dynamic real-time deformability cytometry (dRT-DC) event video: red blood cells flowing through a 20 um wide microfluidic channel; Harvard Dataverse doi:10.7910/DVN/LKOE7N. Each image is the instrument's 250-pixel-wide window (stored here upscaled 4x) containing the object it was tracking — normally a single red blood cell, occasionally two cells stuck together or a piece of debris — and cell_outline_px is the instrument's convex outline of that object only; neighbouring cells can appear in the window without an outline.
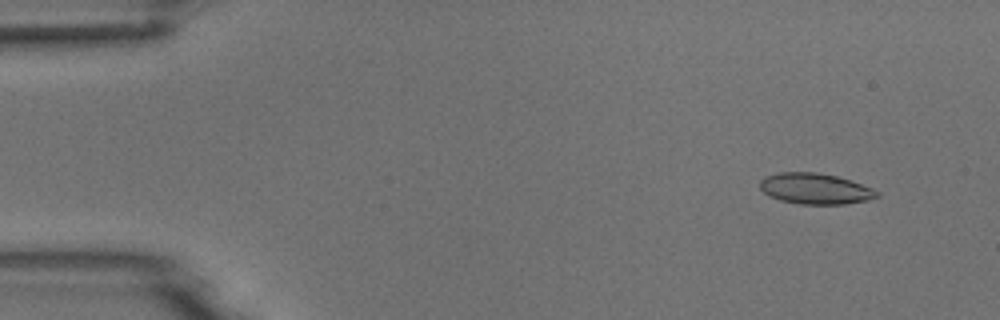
{"species": "common noctule bat (a hibernating species)", "species_latin": "Nyctalus noctula", "temperature_condition": "room temperature", "stored_images_in_passage": 5, "camera_frame_rate_fps": 3000, "um_per_image_px": 0.085, "animal": {"sex": "male", "body_mass_g": 18.8}, "frame": {"image": 1, "passage_image": 2, "time_ms": 0.333, "image_size_px": [1000, 320], "cell_outline_px": [[880, 196], [868, 200], [844, 204], [800, 204], [780, 200], [768, 196], [760, 188], [760, 180], [764, 176], [776, 172], [816, 172], [836, 176], [872, 188], [880, 192]], "centroid_in_image_um": [69.26, 16.04], "position_along_channel_um": 15.7, "area_um2": 21.1}}
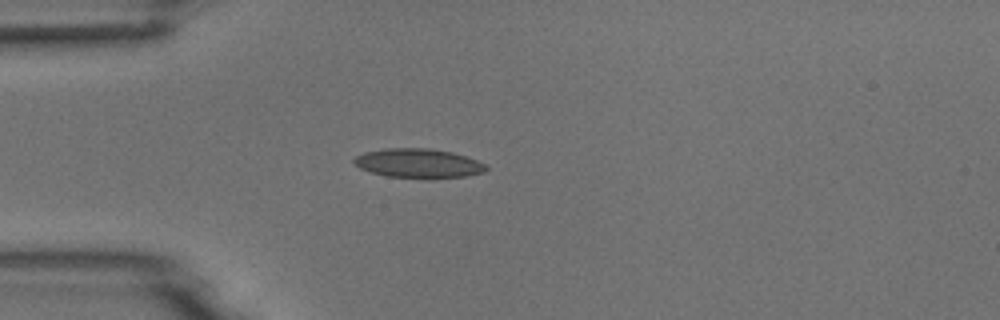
{"frame": {"image": 2, "passage_image": 5, "time_ms": 1.333, "image_size_px": [1000, 320], "cell_outline_px": [[488, 168], [484, 172], [468, 176], [428, 180], [388, 176], [372, 172], [360, 168], [352, 160], [356, 156], [364, 152], [384, 148], [428, 148], [452, 152], [476, 160], [484, 164]], "centroid_in_image_um": [35.57, 13.9], "position_along_channel_um": 49.4, "area_um2": 22.83}}